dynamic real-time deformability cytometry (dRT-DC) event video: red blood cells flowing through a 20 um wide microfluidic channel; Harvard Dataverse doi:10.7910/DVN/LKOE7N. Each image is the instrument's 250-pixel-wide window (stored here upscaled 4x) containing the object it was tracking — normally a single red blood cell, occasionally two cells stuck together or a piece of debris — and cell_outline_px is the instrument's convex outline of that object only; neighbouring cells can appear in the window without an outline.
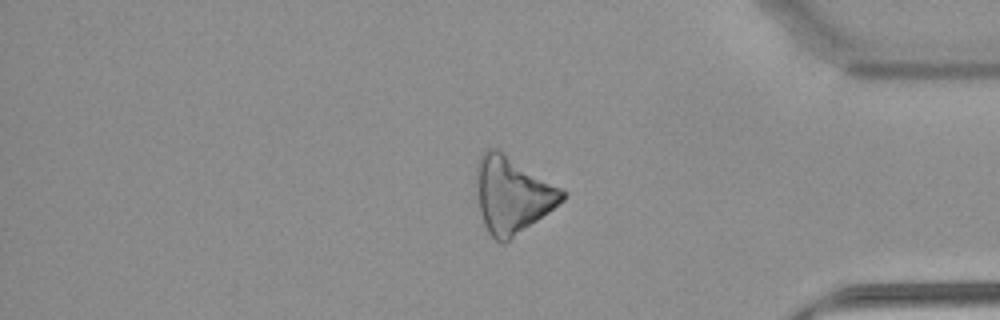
{"species": "common noctule bat (a hibernating species)", "species_latin": "Nyctalus noctula", "temperature_condition": "warm", "stored_images_in_passage": 51, "camera_frame_rate_fps": 3000, "um_per_image_px": 0.085, "animal": {"sex": "female", "body_mass_g": 22.7, "forearm_length_mm": 54.2}, "frame": {"image": 1, "passage_image": 43, "time_ms": 14.0, "image_size_px": [1000, 320], "cell_outline_px": [[564, 200], [548, 212], [504, 244], [500, 244], [488, 232], [484, 224], [480, 212], [476, 192], [476, 164], [484, 148], [496, 148], [504, 152], [564, 188]], "centroid_in_image_um": [43.52, 16.52], "position_along_channel_um": 391.7, "area_um2": 38.49}}